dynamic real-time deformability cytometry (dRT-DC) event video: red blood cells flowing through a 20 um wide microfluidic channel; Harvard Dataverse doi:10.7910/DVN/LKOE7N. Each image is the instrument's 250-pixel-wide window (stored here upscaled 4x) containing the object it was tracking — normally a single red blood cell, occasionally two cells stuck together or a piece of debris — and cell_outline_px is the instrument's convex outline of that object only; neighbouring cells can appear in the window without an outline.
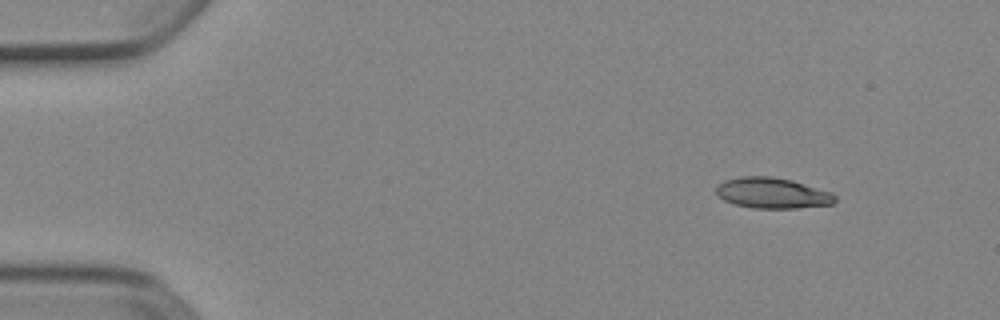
{"species": "Egyptian fruit bat (a non-hibernating species)", "species_latin": "Rousettus aegyptiacus", "temperature_condition": "cold", "stored_images_in_passage": 4, "camera_frame_rate_fps": 3000, "um_per_image_px": 0.085, "animal": {"sex": "female"}, "frame": {"image": 1, "passage_image": 1, "time_ms": 0.0, "image_size_px": [1000, 320], "cell_outline_px": [[836, 200], [832, 204], [796, 208], [752, 208], [736, 204], [724, 200], [716, 196], [716, 188], [724, 180], [740, 176], [772, 176], [792, 180], [832, 192], [836, 196]], "centroid_in_image_um": [65.64, 16.4], "position_along_channel_um": 19.4, "area_um2": 21.33}}
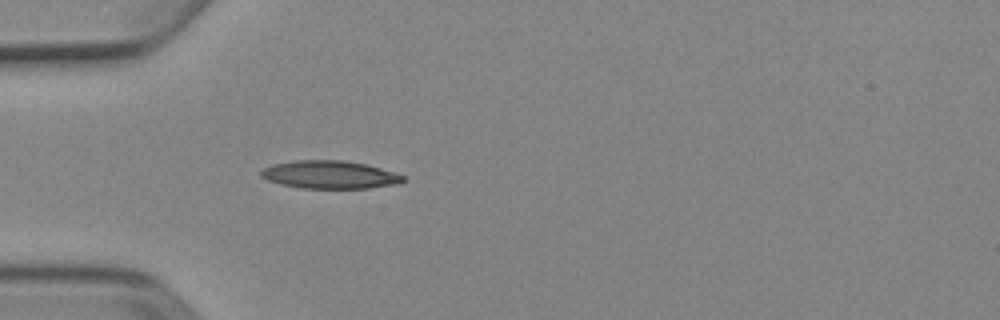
{"frame": {"image": 2, "passage_image": 4, "time_ms": 1.0, "image_size_px": [1000, 320], "cell_outline_px": [[408, 180], [400, 184], [368, 188], [304, 188], [280, 184], [268, 180], [260, 176], [260, 172], [264, 168], [272, 164], [292, 160], [344, 160], [368, 164], [404, 176]], "centroid_in_image_um": [28.05, 14.84], "position_along_channel_um": 56.9, "area_um2": 23.29}}